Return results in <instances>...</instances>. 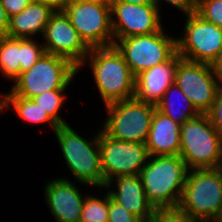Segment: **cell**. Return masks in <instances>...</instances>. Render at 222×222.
<instances>
[{
	"label": "cell",
	"mask_w": 222,
	"mask_h": 222,
	"mask_svg": "<svg viewBox=\"0 0 222 222\" xmlns=\"http://www.w3.org/2000/svg\"><path fill=\"white\" fill-rule=\"evenodd\" d=\"M86 64L91 67L92 79L104 106L135 96L136 77L114 45L90 48L78 73Z\"/></svg>",
	"instance_id": "cell-1"
},
{
	"label": "cell",
	"mask_w": 222,
	"mask_h": 222,
	"mask_svg": "<svg viewBox=\"0 0 222 222\" xmlns=\"http://www.w3.org/2000/svg\"><path fill=\"white\" fill-rule=\"evenodd\" d=\"M63 154L67 170L81 186L97 187L101 193L104 176L101 167L99 129L92 138L85 139L69 124L61 125L54 131Z\"/></svg>",
	"instance_id": "cell-2"
},
{
	"label": "cell",
	"mask_w": 222,
	"mask_h": 222,
	"mask_svg": "<svg viewBox=\"0 0 222 222\" xmlns=\"http://www.w3.org/2000/svg\"><path fill=\"white\" fill-rule=\"evenodd\" d=\"M188 168L179 155L149 156L139 176L154 208L178 207Z\"/></svg>",
	"instance_id": "cell-3"
},
{
	"label": "cell",
	"mask_w": 222,
	"mask_h": 222,
	"mask_svg": "<svg viewBox=\"0 0 222 222\" xmlns=\"http://www.w3.org/2000/svg\"><path fill=\"white\" fill-rule=\"evenodd\" d=\"M188 170L222 167V135L206 113L189 119L180 129V153Z\"/></svg>",
	"instance_id": "cell-4"
},
{
	"label": "cell",
	"mask_w": 222,
	"mask_h": 222,
	"mask_svg": "<svg viewBox=\"0 0 222 222\" xmlns=\"http://www.w3.org/2000/svg\"><path fill=\"white\" fill-rule=\"evenodd\" d=\"M77 73L78 68L66 58L45 53L13 81L5 95L32 99L46 91L68 90Z\"/></svg>",
	"instance_id": "cell-5"
},
{
	"label": "cell",
	"mask_w": 222,
	"mask_h": 222,
	"mask_svg": "<svg viewBox=\"0 0 222 222\" xmlns=\"http://www.w3.org/2000/svg\"><path fill=\"white\" fill-rule=\"evenodd\" d=\"M178 207L193 219L212 222L222 207V167L188 170Z\"/></svg>",
	"instance_id": "cell-6"
},
{
	"label": "cell",
	"mask_w": 222,
	"mask_h": 222,
	"mask_svg": "<svg viewBox=\"0 0 222 222\" xmlns=\"http://www.w3.org/2000/svg\"><path fill=\"white\" fill-rule=\"evenodd\" d=\"M155 108L135 97L110 103L100 129L113 139L145 144Z\"/></svg>",
	"instance_id": "cell-7"
},
{
	"label": "cell",
	"mask_w": 222,
	"mask_h": 222,
	"mask_svg": "<svg viewBox=\"0 0 222 222\" xmlns=\"http://www.w3.org/2000/svg\"><path fill=\"white\" fill-rule=\"evenodd\" d=\"M62 10L89 48L114 44L109 4L97 0H66Z\"/></svg>",
	"instance_id": "cell-8"
},
{
	"label": "cell",
	"mask_w": 222,
	"mask_h": 222,
	"mask_svg": "<svg viewBox=\"0 0 222 222\" xmlns=\"http://www.w3.org/2000/svg\"><path fill=\"white\" fill-rule=\"evenodd\" d=\"M164 29L163 26L155 33L126 37L113 44L135 77L168 61L177 52V36L172 37Z\"/></svg>",
	"instance_id": "cell-9"
},
{
	"label": "cell",
	"mask_w": 222,
	"mask_h": 222,
	"mask_svg": "<svg viewBox=\"0 0 222 222\" xmlns=\"http://www.w3.org/2000/svg\"><path fill=\"white\" fill-rule=\"evenodd\" d=\"M99 147L104 187L114 177L139 175L149 157L146 144L113 139L100 128Z\"/></svg>",
	"instance_id": "cell-10"
},
{
	"label": "cell",
	"mask_w": 222,
	"mask_h": 222,
	"mask_svg": "<svg viewBox=\"0 0 222 222\" xmlns=\"http://www.w3.org/2000/svg\"><path fill=\"white\" fill-rule=\"evenodd\" d=\"M184 22L183 35L177 37L178 54L186 60L210 64L222 49V27L196 13L186 15Z\"/></svg>",
	"instance_id": "cell-11"
},
{
	"label": "cell",
	"mask_w": 222,
	"mask_h": 222,
	"mask_svg": "<svg viewBox=\"0 0 222 222\" xmlns=\"http://www.w3.org/2000/svg\"><path fill=\"white\" fill-rule=\"evenodd\" d=\"M175 83L200 113H206L220 88L208 63L182 58L179 61Z\"/></svg>",
	"instance_id": "cell-12"
},
{
	"label": "cell",
	"mask_w": 222,
	"mask_h": 222,
	"mask_svg": "<svg viewBox=\"0 0 222 222\" xmlns=\"http://www.w3.org/2000/svg\"><path fill=\"white\" fill-rule=\"evenodd\" d=\"M110 7L114 43L126 37L155 33L163 27L162 13L156 4L112 2Z\"/></svg>",
	"instance_id": "cell-13"
},
{
	"label": "cell",
	"mask_w": 222,
	"mask_h": 222,
	"mask_svg": "<svg viewBox=\"0 0 222 222\" xmlns=\"http://www.w3.org/2000/svg\"><path fill=\"white\" fill-rule=\"evenodd\" d=\"M42 40L47 54L66 58L77 68L90 51L63 10L55 11L51 15Z\"/></svg>",
	"instance_id": "cell-14"
},
{
	"label": "cell",
	"mask_w": 222,
	"mask_h": 222,
	"mask_svg": "<svg viewBox=\"0 0 222 222\" xmlns=\"http://www.w3.org/2000/svg\"><path fill=\"white\" fill-rule=\"evenodd\" d=\"M44 185V197L56 222H80L85 194L67 177L47 180ZM75 183V184H74Z\"/></svg>",
	"instance_id": "cell-15"
},
{
	"label": "cell",
	"mask_w": 222,
	"mask_h": 222,
	"mask_svg": "<svg viewBox=\"0 0 222 222\" xmlns=\"http://www.w3.org/2000/svg\"><path fill=\"white\" fill-rule=\"evenodd\" d=\"M103 189L108 191L116 203L142 221H148L153 216L155 208L148 201L139 175L114 177Z\"/></svg>",
	"instance_id": "cell-16"
},
{
	"label": "cell",
	"mask_w": 222,
	"mask_h": 222,
	"mask_svg": "<svg viewBox=\"0 0 222 222\" xmlns=\"http://www.w3.org/2000/svg\"><path fill=\"white\" fill-rule=\"evenodd\" d=\"M182 57L176 52L168 61L141 72L135 78V98L157 105L166 90L175 83L176 70Z\"/></svg>",
	"instance_id": "cell-17"
},
{
	"label": "cell",
	"mask_w": 222,
	"mask_h": 222,
	"mask_svg": "<svg viewBox=\"0 0 222 222\" xmlns=\"http://www.w3.org/2000/svg\"><path fill=\"white\" fill-rule=\"evenodd\" d=\"M181 125L155 108L146 140L149 156L179 155Z\"/></svg>",
	"instance_id": "cell-18"
},
{
	"label": "cell",
	"mask_w": 222,
	"mask_h": 222,
	"mask_svg": "<svg viewBox=\"0 0 222 222\" xmlns=\"http://www.w3.org/2000/svg\"><path fill=\"white\" fill-rule=\"evenodd\" d=\"M54 9L45 4L31 2L20 13L9 19L8 36L21 39H41Z\"/></svg>",
	"instance_id": "cell-19"
},
{
	"label": "cell",
	"mask_w": 222,
	"mask_h": 222,
	"mask_svg": "<svg viewBox=\"0 0 222 222\" xmlns=\"http://www.w3.org/2000/svg\"><path fill=\"white\" fill-rule=\"evenodd\" d=\"M0 93V115L12 108L13 112L29 124L48 123L54 132L59 126L50 118L33 99L22 98L17 95H3Z\"/></svg>",
	"instance_id": "cell-20"
},
{
	"label": "cell",
	"mask_w": 222,
	"mask_h": 222,
	"mask_svg": "<svg viewBox=\"0 0 222 222\" xmlns=\"http://www.w3.org/2000/svg\"><path fill=\"white\" fill-rule=\"evenodd\" d=\"M156 108L179 125L200 114L176 83L166 90Z\"/></svg>",
	"instance_id": "cell-21"
},
{
	"label": "cell",
	"mask_w": 222,
	"mask_h": 222,
	"mask_svg": "<svg viewBox=\"0 0 222 222\" xmlns=\"http://www.w3.org/2000/svg\"><path fill=\"white\" fill-rule=\"evenodd\" d=\"M0 74L12 82L21 74V38H0Z\"/></svg>",
	"instance_id": "cell-22"
},
{
	"label": "cell",
	"mask_w": 222,
	"mask_h": 222,
	"mask_svg": "<svg viewBox=\"0 0 222 222\" xmlns=\"http://www.w3.org/2000/svg\"><path fill=\"white\" fill-rule=\"evenodd\" d=\"M105 192L100 196L91 193L85 196L80 222H108L109 193Z\"/></svg>",
	"instance_id": "cell-23"
},
{
	"label": "cell",
	"mask_w": 222,
	"mask_h": 222,
	"mask_svg": "<svg viewBox=\"0 0 222 222\" xmlns=\"http://www.w3.org/2000/svg\"><path fill=\"white\" fill-rule=\"evenodd\" d=\"M64 91L66 90H50L32 98L44 111H47V114L58 126L68 124L60 115L62 114L60 113L62 112L61 108L68 97Z\"/></svg>",
	"instance_id": "cell-24"
},
{
	"label": "cell",
	"mask_w": 222,
	"mask_h": 222,
	"mask_svg": "<svg viewBox=\"0 0 222 222\" xmlns=\"http://www.w3.org/2000/svg\"><path fill=\"white\" fill-rule=\"evenodd\" d=\"M40 41L21 39V73L29 70L46 53L42 39Z\"/></svg>",
	"instance_id": "cell-25"
},
{
	"label": "cell",
	"mask_w": 222,
	"mask_h": 222,
	"mask_svg": "<svg viewBox=\"0 0 222 222\" xmlns=\"http://www.w3.org/2000/svg\"><path fill=\"white\" fill-rule=\"evenodd\" d=\"M206 22L222 27V0H196V12Z\"/></svg>",
	"instance_id": "cell-26"
},
{
	"label": "cell",
	"mask_w": 222,
	"mask_h": 222,
	"mask_svg": "<svg viewBox=\"0 0 222 222\" xmlns=\"http://www.w3.org/2000/svg\"><path fill=\"white\" fill-rule=\"evenodd\" d=\"M152 222H201L193 219L179 207L155 208Z\"/></svg>",
	"instance_id": "cell-27"
},
{
	"label": "cell",
	"mask_w": 222,
	"mask_h": 222,
	"mask_svg": "<svg viewBox=\"0 0 222 222\" xmlns=\"http://www.w3.org/2000/svg\"><path fill=\"white\" fill-rule=\"evenodd\" d=\"M108 222H142V220L116 203L109 195Z\"/></svg>",
	"instance_id": "cell-28"
},
{
	"label": "cell",
	"mask_w": 222,
	"mask_h": 222,
	"mask_svg": "<svg viewBox=\"0 0 222 222\" xmlns=\"http://www.w3.org/2000/svg\"><path fill=\"white\" fill-rule=\"evenodd\" d=\"M206 115L213 127L222 135V87L219 88L216 99Z\"/></svg>",
	"instance_id": "cell-29"
},
{
	"label": "cell",
	"mask_w": 222,
	"mask_h": 222,
	"mask_svg": "<svg viewBox=\"0 0 222 222\" xmlns=\"http://www.w3.org/2000/svg\"><path fill=\"white\" fill-rule=\"evenodd\" d=\"M164 3L173 6L174 9H178L183 15H189L196 12V0H154L156 6L161 13L160 5ZM162 3V4H161Z\"/></svg>",
	"instance_id": "cell-30"
},
{
	"label": "cell",
	"mask_w": 222,
	"mask_h": 222,
	"mask_svg": "<svg viewBox=\"0 0 222 222\" xmlns=\"http://www.w3.org/2000/svg\"><path fill=\"white\" fill-rule=\"evenodd\" d=\"M1 3L8 16L11 17L25 9L31 3V0H1Z\"/></svg>",
	"instance_id": "cell-31"
},
{
	"label": "cell",
	"mask_w": 222,
	"mask_h": 222,
	"mask_svg": "<svg viewBox=\"0 0 222 222\" xmlns=\"http://www.w3.org/2000/svg\"><path fill=\"white\" fill-rule=\"evenodd\" d=\"M209 65L217 82L219 83L220 87H222V49Z\"/></svg>",
	"instance_id": "cell-32"
},
{
	"label": "cell",
	"mask_w": 222,
	"mask_h": 222,
	"mask_svg": "<svg viewBox=\"0 0 222 222\" xmlns=\"http://www.w3.org/2000/svg\"><path fill=\"white\" fill-rule=\"evenodd\" d=\"M9 19L10 17L5 11V8L3 7L0 0V38L8 36Z\"/></svg>",
	"instance_id": "cell-33"
},
{
	"label": "cell",
	"mask_w": 222,
	"mask_h": 222,
	"mask_svg": "<svg viewBox=\"0 0 222 222\" xmlns=\"http://www.w3.org/2000/svg\"><path fill=\"white\" fill-rule=\"evenodd\" d=\"M31 2L45 4L55 11H60L64 8L66 0H31Z\"/></svg>",
	"instance_id": "cell-34"
},
{
	"label": "cell",
	"mask_w": 222,
	"mask_h": 222,
	"mask_svg": "<svg viewBox=\"0 0 222 222\" xmlns=\"http://www.w3.org/2000/svg\"><path fill=\"white\" fill-rule=\"evenodd\" d=\"M112 2H124L139 5L155 4L154 0H112Z\"/></svg>",
	"instance_id": "cell-35"
},
{
	"label": "cell",
	"mask_w": 222,
	"mask_h": 222,
	"mask_svg": "<svg viewBox=\"0 0 222 222\" xmlns=\"http://www.w3.org/2000/svg\"><path fill=\"white\" fill-rule=\"evenodd\" d=\"M212 222H222V207L221 210L217 213L216 217L212 220Z\"/></svg>",
	"instance_id": "cell-36"
},
{
	"label": "cell",
	"mask_w": 222,
	"mask_h": 222,
	"mask_svg": "<svg viewBox=\"0 0 222 222\" xmlns=\"http://www.w3.org/2000/svg\"><path fill=\"white\" fill-rule=\"evenodd\" d=\"M97 1H102V2H105V3L109 4V5L112 3V0H97Z\"/></svg>",
	"instance_id": "cell-37"
}]
</instances>
